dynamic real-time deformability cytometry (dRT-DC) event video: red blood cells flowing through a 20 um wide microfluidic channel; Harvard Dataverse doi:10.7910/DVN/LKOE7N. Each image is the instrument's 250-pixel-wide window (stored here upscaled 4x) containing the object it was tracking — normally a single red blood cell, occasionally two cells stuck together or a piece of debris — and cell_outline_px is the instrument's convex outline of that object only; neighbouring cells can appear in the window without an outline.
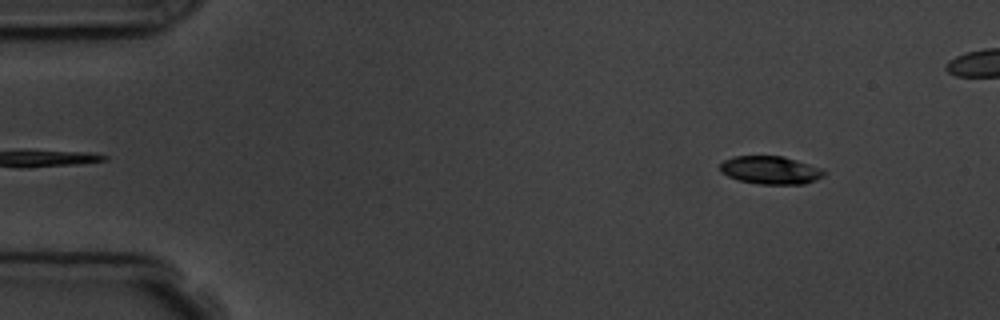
{"species": "common noctule bat (a hibernating species)", "species_latin": "Nyctalus noctula", "temperature_condition": "room temperature", "stored_images_in_passage": 6, "segment_of_instrument_passage": [2, 2], "camera_frame_rate_fps": 3000, "um_per_image_px": 0.085, "animal": {"sex": "male", "body_mass_g": 19.5, "forearm_length_mm": 54.6}, "frame": {"image": 1, "passage_image": 6, "time_ms": 5.667, "image_size_px": [1000, 320], "cell_outline_px": [[824, 176], [816, 180], [804, 184], [760, 184], [740, 180], [728, 176], [720, 172], [720, 164], [724, 160], [732, 156], [784, 156], [820, 168], [824, 172]], "centroid_in_image_um": [65.46, 14.46], "position_along_channel_um": 19.5, "area_um2": 16.88}}